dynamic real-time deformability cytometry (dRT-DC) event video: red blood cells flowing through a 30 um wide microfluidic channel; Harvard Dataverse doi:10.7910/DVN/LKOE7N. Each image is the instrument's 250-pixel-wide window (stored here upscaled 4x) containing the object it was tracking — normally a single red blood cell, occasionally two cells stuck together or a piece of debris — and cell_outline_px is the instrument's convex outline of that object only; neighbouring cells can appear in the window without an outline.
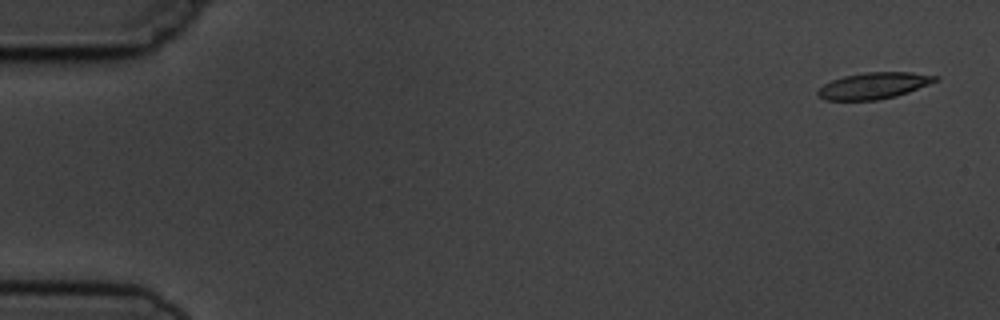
{"species": "common noctule bat (a hibernating species)", "species_latin": "Nyctalus noctula", "temperature_condition": "cold", "stored_images_in_passage": 6, "camera_frame_rate_fps": 3000, "um_per_image_px": 0.085, "animal": {"sex": "male", "body_mass_g": 19.5, "forearm_length_mm": 54.6}, "frame": {"image": 1, "passage_image": 1, "time_ms": 0.0, "image_size_px": [1000, 320], "cell_outline_px": [[940, 80], [908, 92], [896, 96], [876, 100], [824, 100], [816, 92], [824, 84], [832, 80], [844, 76], [868, 72], [912, 72], [940, 76]], "centroid_in_image_um": [74.32, 7.27], "position_along_channel_um": 10.7, "area_um2": 18.03}}
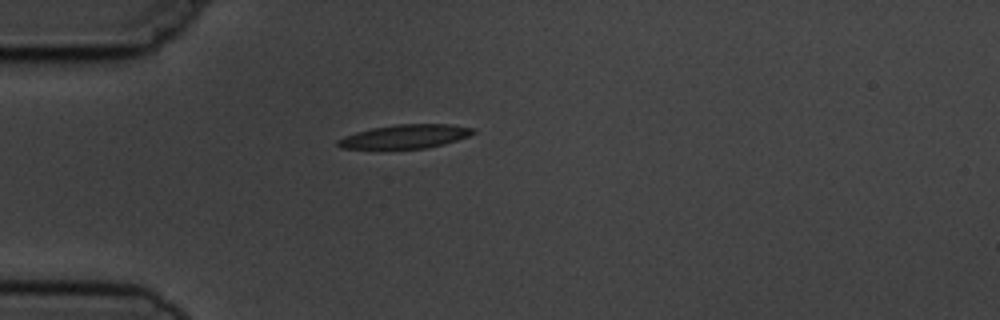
{"frame": {"image": 2, "passage_image": 4, "time_ms": 4.333, "image_size_px": [1000, 320], "cell_outline_px": [[476, 132], [468, 136], [444, 144], [428, 148], [340, 148], [336, 144], [336, 140], [344, 136], [356, 132], [372, 128], [396, 124], [452, 124], [472, 128]], "centroid_in_image_um": [34.43, 11.59], "position_along_channel_um": 50.6, "area_um2": 18.61}}
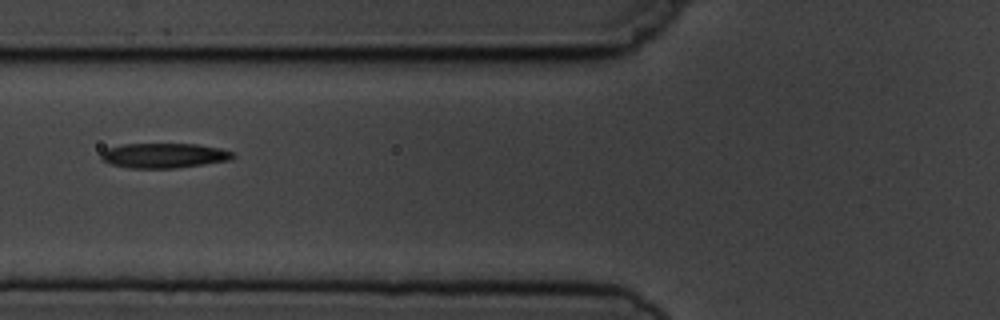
{"frame": {"image": 3, "passage_image": 6, "time_ms": 6.333, "image_size_px": [1000, 320], "cell_outline_px": [[236, 156], [232, 160], [176, 168], [132, 168], [112, 164], [100, 160], [100, 152], [108, 148], [120, 144], [196, 144], [220, 148], [236, 152]], "centroid_in_image_um": [13.97, 13.22], "position_along_channel_um": 111.8, "area_um2": 19.31}}